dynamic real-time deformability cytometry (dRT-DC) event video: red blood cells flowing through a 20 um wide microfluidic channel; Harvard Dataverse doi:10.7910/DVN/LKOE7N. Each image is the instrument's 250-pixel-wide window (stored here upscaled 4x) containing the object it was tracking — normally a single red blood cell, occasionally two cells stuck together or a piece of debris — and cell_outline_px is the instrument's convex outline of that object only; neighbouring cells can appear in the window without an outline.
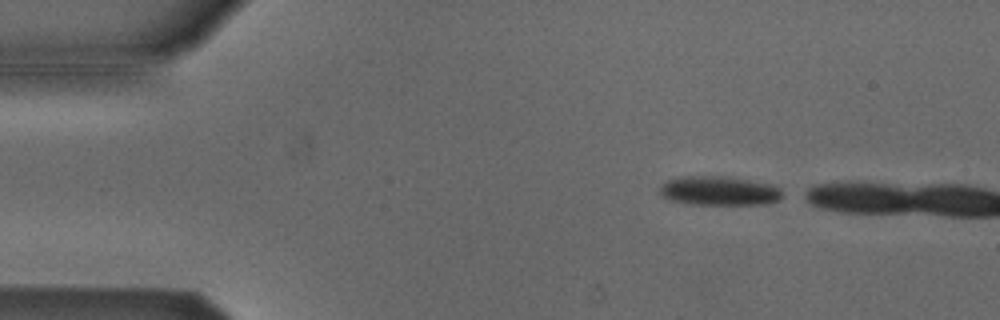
{"species": "Egyptian fruit bat (a non-hibernating species)", "species_latin": "Rousettus aegyptiacus", "temperature_condition": "cold", "stored_images_in_passage": 3, "camera_frame_rate_fps": 3000, "um_per_image_px": 0.085, "animal": {"sex": "male"}, "frame": {"image": 1, "passage_image": 1, "time_ms": 0.0, "image_size_px": [1000, 320], "cell_outline_px": [[788, 196], [780, 200], [764, 204], [692, 204], [668, 200], [660, 192], [660, 188], [668, 180], [684, 176], [724, 176], [772, 184], [780, 188]], "centroid_in_image_um": [61.22, 16.22], "position_along_channel_um": 23.8, "area_um2": 20.92}}